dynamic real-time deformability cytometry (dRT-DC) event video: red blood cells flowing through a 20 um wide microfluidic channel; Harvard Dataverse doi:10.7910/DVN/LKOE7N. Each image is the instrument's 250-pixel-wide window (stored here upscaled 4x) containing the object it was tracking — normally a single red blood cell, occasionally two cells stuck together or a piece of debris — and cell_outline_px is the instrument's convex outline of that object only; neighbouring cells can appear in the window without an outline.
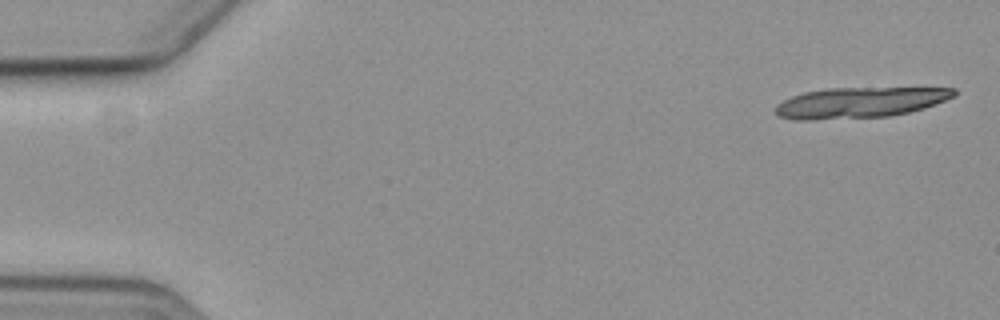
{"species": "common noctule bat (a hibernating species)", "species_latin": "Nyctalus noctula", "temperature_condition": "cold", "stored_images_in_passage": 5, "camera_frame_rate_fps": 3000, "um_per_image_px": 0.085, "animal": {"sex": "female", "body_mass_g": 19.3, "forearm_length_mm": 54.1}, "frame": {"image": 1, "passage_image": 1, "time_ms": 0.0, "image_size_px": [1000, 320], "cell_outline_px": [[956, 96], [936, 104], [924, 108], [908, 112], [888, 116], [808, 120], [796, 120], [780, 116], [776, 112], [776, 104], [792, 96], [804, 92], [824, 88], [956, 88]], "centroid_in_image_um": [73.1, 8.71], "position_along_channel_um": 11.9, "area_um2": 31.73}}